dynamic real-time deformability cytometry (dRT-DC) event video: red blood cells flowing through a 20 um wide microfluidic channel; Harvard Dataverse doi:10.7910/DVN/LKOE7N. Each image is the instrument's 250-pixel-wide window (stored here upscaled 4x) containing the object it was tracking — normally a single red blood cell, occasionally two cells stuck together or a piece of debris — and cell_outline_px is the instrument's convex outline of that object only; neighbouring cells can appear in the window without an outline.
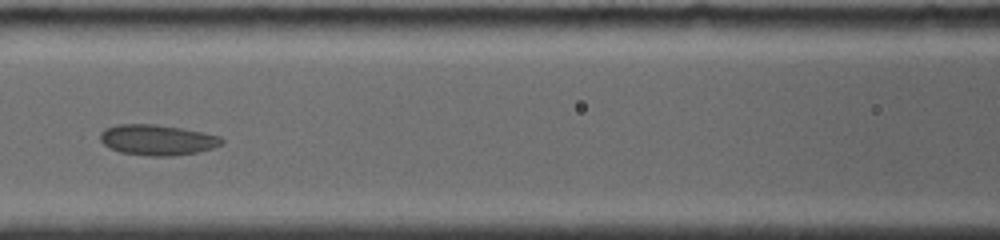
{"species": "common noctule bat (a hibernating species)", "species_latin": "Nyctalus noctula", "temperature_condition": "room temperature", "stored_images_in_passage": 14, "camera_frame_rate_fps": 4000, "um_per_image_px": 0.085, "animal": {"sex": "female", "body_mass_g": 19.0, "forearm_length_mm": 56.7}, "frame": {"image": 1, "passage_image": 10, "time_ms": 4.75, "image_size_px": [1000, 240], "cell_outline_px": [[224, 144], [212, 148], [196, 152], [172, 156], [148, 156], [120, 152], [108, 148], [100, 140], [100, 132], [104, 128], [116, 124], [156, 124], [180, 128], [220, 136], [224, 140]], "centroid_in_image_um": [13.33, 11.89], "position_along_channel_um": 153.3, "area_um2": 21.73}}
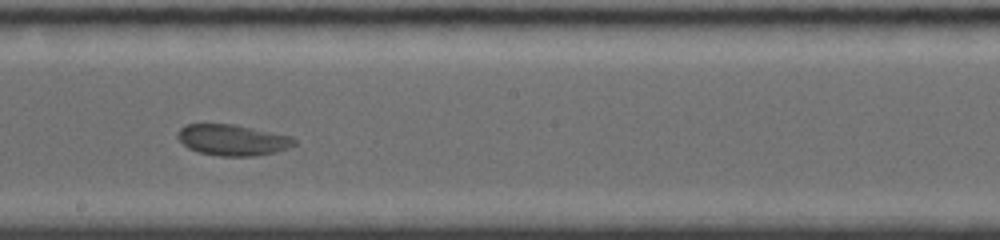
{"frame": {"image": 2, "passage_image": 12, "time_ms": 6.75, "image_size_px": [1000, 240], "cell_outline_px": [[296, 144], [288, 148], [276, 152], [256, 156], [220, 156], [196, 152], [188, 148], [176, 136], [180, 128], [188, 124], [232, 124], [292, 136], [296, 140]], "centroid_in_image_um": [19.77, 11.91], "position_along_channel_um": 228.4, "area_um2": 21.1}}
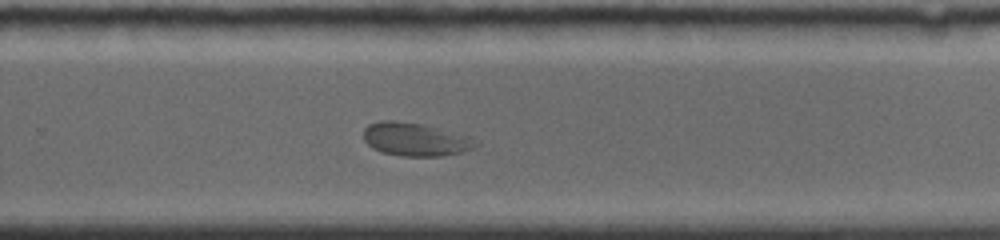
{"frame": {"image": 3, "passage_image": 14, "time_ms": 8.5, "image_size_px": [1000, 240], "cell_outline_px": [[480, 144], [476, 148], [444, 156], [400, 156], [380, 152], [372, 148], [364, 140], [364, 128], [368, 124], [380, 120], [392, 120], [420, 124]], "centroid_in_image_um": [35.12, 11.88], "position_along_channel_um": 294.7, "area_um2": 20.81}}